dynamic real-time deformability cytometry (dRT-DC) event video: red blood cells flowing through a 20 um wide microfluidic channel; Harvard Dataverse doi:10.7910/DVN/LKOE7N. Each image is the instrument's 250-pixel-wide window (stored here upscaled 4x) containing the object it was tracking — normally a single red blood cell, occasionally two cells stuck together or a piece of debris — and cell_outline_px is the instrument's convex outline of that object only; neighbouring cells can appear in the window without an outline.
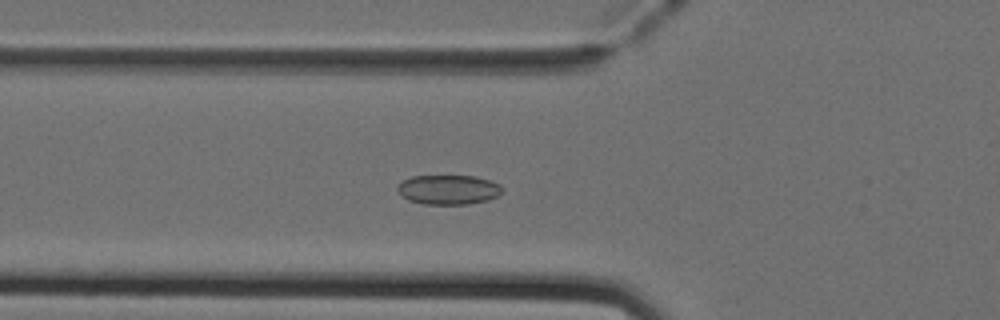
{"species": "Egyptian fruit bat (a non-hibernating species)", "species_latin": "Rousettus aegyptiacus", "temperature_condition": "cold", "stored_images_in_passage": 37, "camera_frame_rate_fps": 3000, "um_per_image_px": 0.085, "animal": {"sex": "female"}, "frame": {"image": 1, "passage_image": 4, "time_ms": 1.0, "image_size_px": [1000, 320], "cell_outline_px": [[504, 192], [488, 200], [468, 204], [424, 204], [408, 200], [396, 188], [404, 180], [412, 176], [476, 176], [500, 184], [504, 188]], "centroid_in_image_um": [38.17, 16.12], "position_along_channel_um": 87.6, "area_um2": 17.98}}
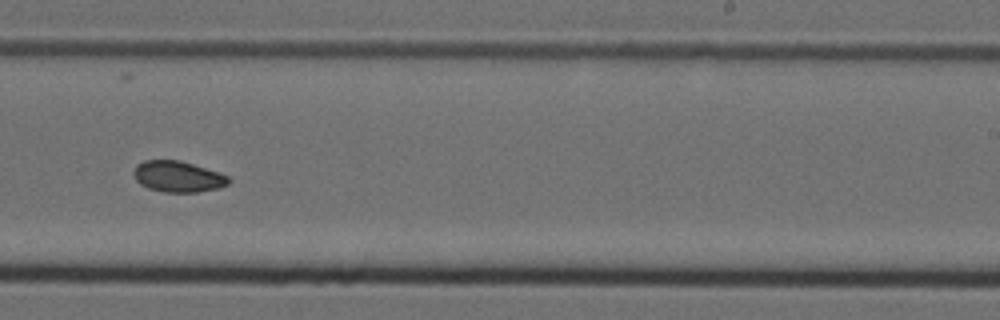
{"frame": {"image": 2, "passage_image": 18, "time_ms": 5.667, "image_size_px": [1000, 320], "cell_outline_px": [[232, 180], [228, 184], [220, 188], [196, 192], [164, 192], [148, 188], [140, 184], [136, 180], [132, 172], [136, 164], [144, 160], [180, 160], [228, 176]], "centroid_in_image_um": [15.09, 15.01], "position_along_channel_um": 273.9, "area_um2": 17.17}}
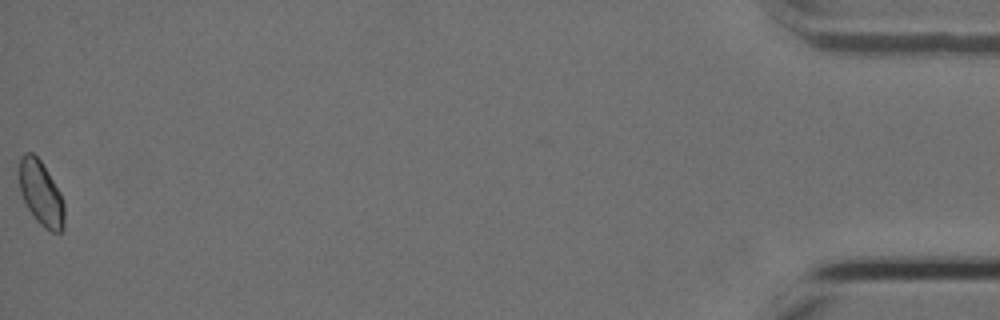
{"frame": {"image": 3, "passage_image": 37, "time_ms": 12.0, "image_size_px": [1000, 320], "cell_outline_px": [[64, 228], [60, 232], [52, 232], [44, 228], [36, 220], [28, 208], [20, 192], [20, 156], [24, 152], [32, 152], [40, 160], [60, 192], [64, 204]], "centroid_in_image_um": [3.49, 16.45], "position_along_channel_um": 431.7, "area_um2": 16.82}, "authors_computed_cell_mechanics": {"area_um2": 17.1088, "velocity_mm_per_s": 3.977, "shape_relaxation_time_tau1_ms": null, "shape_relaxation_time_tau2_ms": 4.0362, "deformation_change_tau1": null, "deformation_change_tau2": 0.0697}}